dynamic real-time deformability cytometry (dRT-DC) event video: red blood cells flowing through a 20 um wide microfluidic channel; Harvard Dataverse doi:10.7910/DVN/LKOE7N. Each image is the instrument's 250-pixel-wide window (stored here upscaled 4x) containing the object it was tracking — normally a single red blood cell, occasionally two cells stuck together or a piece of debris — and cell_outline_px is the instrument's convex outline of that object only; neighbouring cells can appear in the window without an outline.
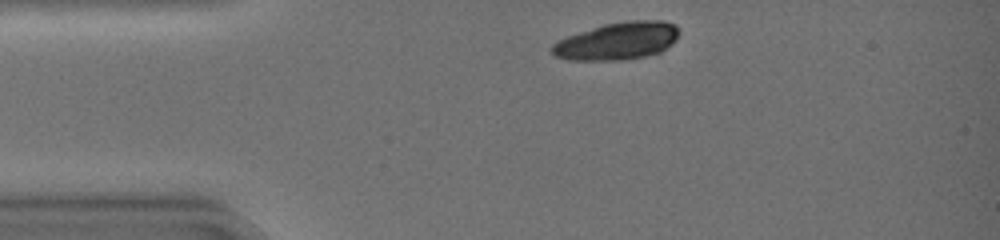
{"species": "common noctule bat (a hibernating species)", "species_latin": "Nyctalus noctula", "temperature_condition": "warm", "stored_images_in_passage": 34, "camera_frame_rate_fps": 3000, "um_per_image_px": 0.085, "animal": {"sex": "female", "body_mass_g": 19.0, "forearm_length_mm": 51.5}, "frame": {"image": 1, "passage_image": 1, "time_ms": 0.0, "image_size_px": [1000, 240], "cell_outline_px": [[680, 32], [676, 40], [672, 44], [660, 52], [644, 56], [624, 60], [568, 60], [556, 56], [548, 48], [556, 40], [604, 24], [628, 20], [664, 20], [676, 24]], "centroid_in_image_um": [52.49, 3.48], "position_along_channel_um": 32.5, "area_um2": 27.98}}
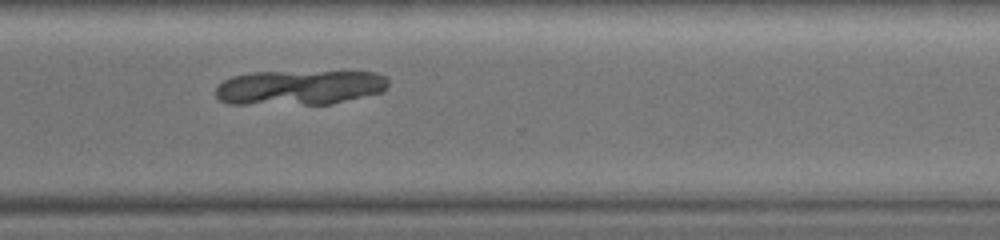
{"frame": {"image": 2, "passage_image": 26, "time_ms": 8.333, "image_size_px": [1000, 240], "cell_outline_px": [[388, 84], [384, 92], [332, 104], [228, 104], [220, 100], [216, 96], [216, 88], [224, 80], [232, 76], [252, 72], [376, 72], [388, 76]], "centroid_in_image_um": [25.49, 7.44], "position_along_channel_um": 345.1, "area_um2": 35.26}}
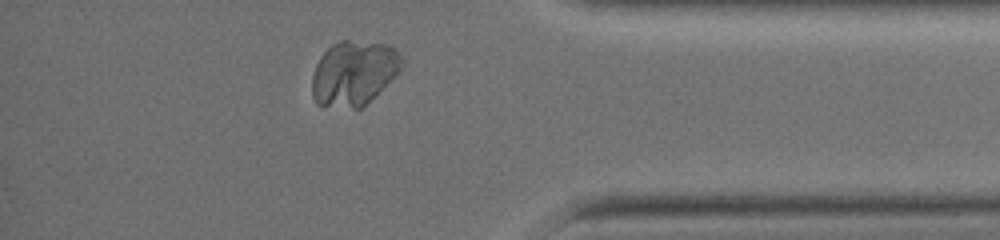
{"frame": {"image": 3, "passage_image": 31, "time_ms": 10.0, "image_size_px": [1000, 240], "cell_outline_px": [[404, 64], [400, 72], [360, 108], [352, 108], [316, 104], [312, 96], [312, 76], [316, 64], [320, 56], [332, 44], [340, 40], [348, 40], [388, 44], [396, 48], [404, 56]], "centroid_in_image_um": [30.1, 6.17], "position_along_channel_um": 405.1, "area_um2": 34.04}}